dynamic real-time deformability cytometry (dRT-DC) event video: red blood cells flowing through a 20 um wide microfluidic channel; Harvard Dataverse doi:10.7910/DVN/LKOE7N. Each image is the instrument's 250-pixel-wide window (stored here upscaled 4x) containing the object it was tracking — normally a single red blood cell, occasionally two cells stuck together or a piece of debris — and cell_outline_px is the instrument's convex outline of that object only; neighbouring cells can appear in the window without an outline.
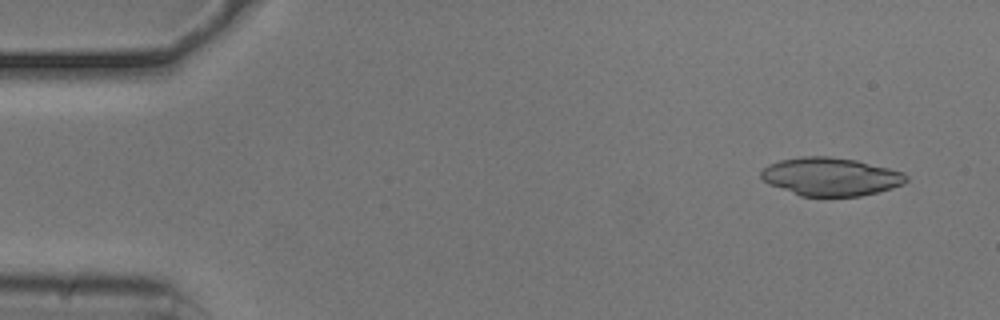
{"species": "common noctule bat (a hibernating species)", "species_latin": "Nyctalus noctula", "temperature_condition": "cold", "stored_images_in_passage": 12, "camera_frame_rate_fps": 3000, "um_per_image_px": 0.085, "animal": {"sex": "male", "body_mass_g": 20.5, "forearm_length_mm": 52.5}, "frame": {"image": 1, "passage_image": 4, "time_ms": 1.0, "image_size_px": [1000, 320], "cell_outline_px": [[908, 180], [904, 184], [892, 188], [860, 196], [800, 196], [768, 184], [760, 176], [760, 172], [768, 164], [780, 160], [800, 156], [828, 156], [856, 160], [904, 172], [908, 176]], "centroid_in_image_um": [70.6, 15.01], "position_along_channel_um": 14.4, "area_um2": 32.37}}